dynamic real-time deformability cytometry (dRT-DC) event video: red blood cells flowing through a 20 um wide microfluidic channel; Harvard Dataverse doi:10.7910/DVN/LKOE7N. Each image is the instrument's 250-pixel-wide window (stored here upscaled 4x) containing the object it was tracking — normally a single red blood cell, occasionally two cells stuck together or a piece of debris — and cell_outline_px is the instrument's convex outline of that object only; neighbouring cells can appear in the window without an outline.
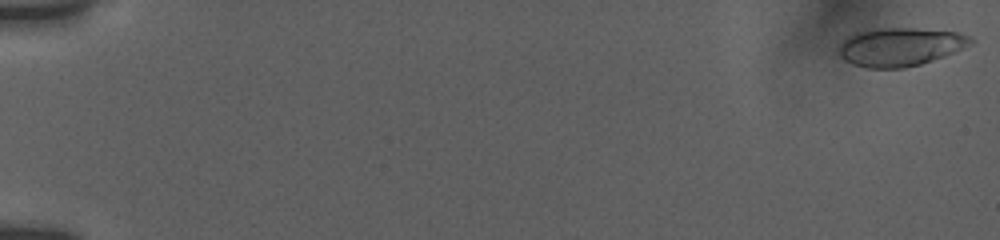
{"species": "human", "species_latin": "Homo sapiens", "temperature_condition": "room temperature", "stored_images_in_passage": 20, "camera_frame_rate_fps": 3000, "um_per_image_px": 0.085, "donor": {"sex": "female"}, "frame": {"image": 1, "passage_image": 1, "time_ms": 0.0, "image_size_px": [1000, 240], "cell_outline_px": [[972, 44], [944, 56], [920, 64], [904, 68], [868, 68], [852, 64], [844, 60], [840, 56], [840, 44], [848, 36], [856, 32], [880, 28], [916, 28], [956, 32], [972, 36]], "centroid_in_image_um": [76.51, 3.98], "position_along_channel_um": 8.5, "area_um2": 29.36}}
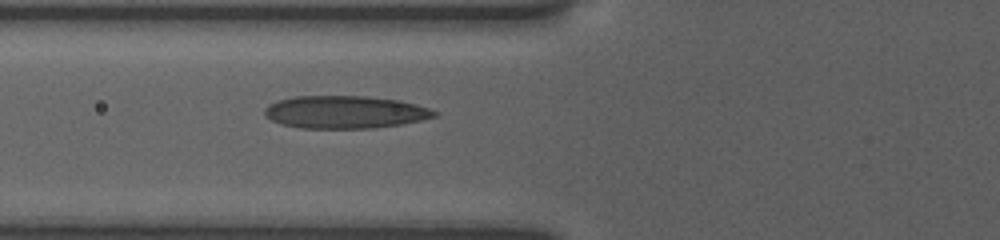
{"frame": {"image": 2, "passage_image": 18, "time_ms": 7.333, "image_size_px": [1000, 240], "cell_outline_px": [[440, 112], [436, 116], [420, 120], [400, 124], [372, 128], [300, 128], [280, 124], [264, 116], [264, 108], [268, 104], [276, 100], [296, 96], [368, 96], [400, 100], [416, 104]], "centroid_in_image_um": [29.29, 9.52], "position_along_channel_um": 96.5, "area_um2": 32.48}}
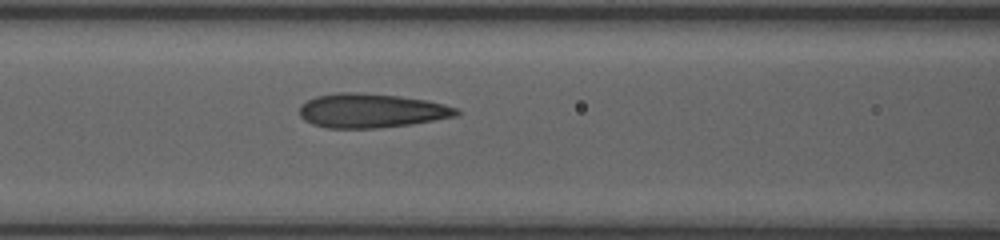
{"frame": {"image": 3, "passage_image": 20, "time_ms": 8.333, "image_size_px": [1000, 240], "cell_outline_px": [[460, 112], [456, 116], [408, 124], [376, 128], [328, 128], [312, 124], [304, 120], [300, 116], [300, 104], [316, 96], [340, 92], [356, 92], [400, 96], [424, 100], [444, 104], [456, 108]], "centroid_in_image_um": [31.51, 9.4], "position_along_channel_um": 135.1, "area_um2": 30.98}}